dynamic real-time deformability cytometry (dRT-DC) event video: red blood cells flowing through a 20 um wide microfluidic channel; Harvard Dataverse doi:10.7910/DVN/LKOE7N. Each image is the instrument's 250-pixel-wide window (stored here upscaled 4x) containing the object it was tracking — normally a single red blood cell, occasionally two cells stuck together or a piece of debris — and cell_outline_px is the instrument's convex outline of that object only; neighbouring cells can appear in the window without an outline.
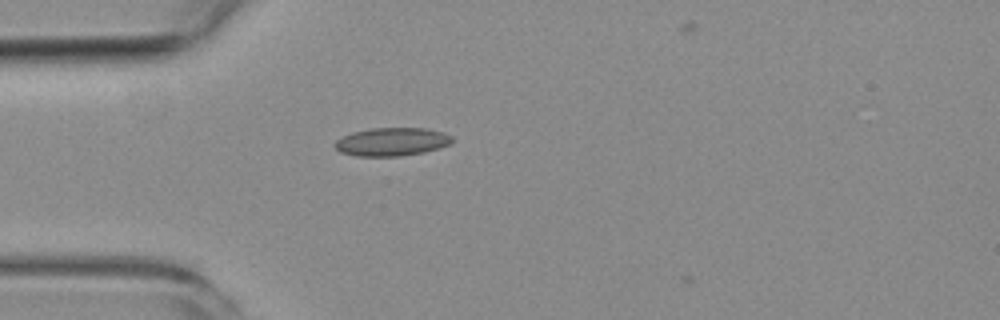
{"species": "common noctule bat (a hibernating species)", "species_latin": "Nyctalus noctula", "temperature_condition": "room temperature", "stored_images_in_passage": 2, "camera_frame_rate_fps": 3000, "um_per_image_px": 0.085, "animal": {"sex": "female", "body_mass_g": 19.3, "forearm_length_mm": 54.1}, "frame": {"image": 1, "passage_image": 1, "time_ms": 0.0, "image_size_px": [1000, 320], "cell_outline_px": [[452, 144], [440, 148], [424, 152], [400, 156], [356, 156], [340, 152], [332, 144], [336, 140], [352, 132], [372, 128], [424, 128], [444, 132], [452, 136]], "centroid_in_image_um": [33.32, 12.05], "position_along_channel_um": 51.7, "area_um2": 19.42}}